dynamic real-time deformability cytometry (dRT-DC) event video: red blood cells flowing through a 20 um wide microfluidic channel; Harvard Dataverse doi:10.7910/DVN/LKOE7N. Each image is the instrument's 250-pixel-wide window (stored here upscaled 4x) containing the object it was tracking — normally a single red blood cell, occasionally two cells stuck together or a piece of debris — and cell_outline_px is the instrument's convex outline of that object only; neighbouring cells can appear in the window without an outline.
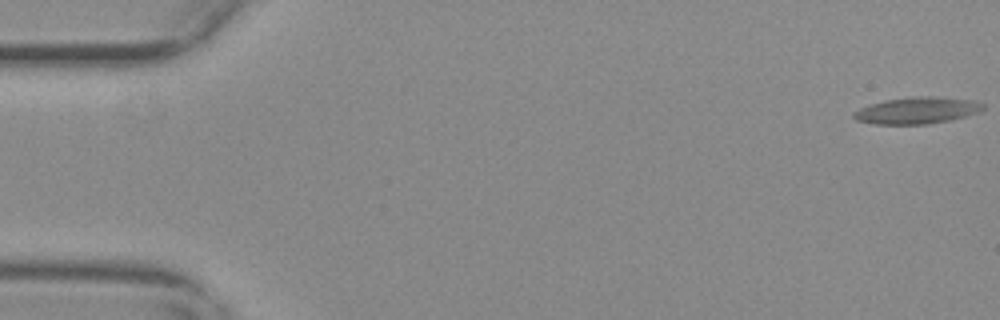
{"species": "common noctule bat (a hibernating species)", "species_latin": "Nyctalus noctula", "temperature_condition": "warm", "stored_images_in_passage": 11, "camera_frame_rate_fps": 3000, "um_per_image_px": 0.085, "animal": {"sex": "female", "body_mass_g": 29.2, "forearm_length_mm": 56.3}, "frame": {"image": 1, "passage_image": 1, "time_ms": 0.0, "image_size_px": [1000, 320], "cell_outline_px": [[984, 108], [980, 112], [948, 120], [928, 124], [876, 124], [856, 120], [852, 116], [852, 112], [860, 108], [884, 100], [912, 96], [932, 96], [972, 100], [984, 104]], "centroid_in_image_um": [77.93, 9.38], "position_along_channel_um": 7.1, "area_um2": 20.0}}